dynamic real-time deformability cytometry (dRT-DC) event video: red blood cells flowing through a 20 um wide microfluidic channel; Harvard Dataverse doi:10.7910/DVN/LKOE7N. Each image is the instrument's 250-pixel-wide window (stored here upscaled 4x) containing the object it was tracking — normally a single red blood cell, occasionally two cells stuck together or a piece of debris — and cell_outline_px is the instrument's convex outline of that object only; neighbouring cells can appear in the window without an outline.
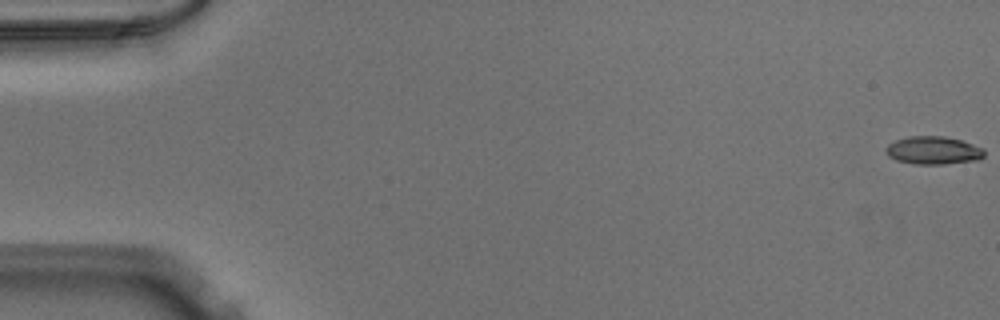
{"species": "Egyptian fruit bat (a non-hibernating species)", "species_latin": "Rousettus aegyptiacus", "temperature_condition": "warm", "stored_images_in_passage": 52, "camera_frame_rate_fps": 3000, "um_per_image_px": 0.085, "animal": {"sex": "male"}, "frame": {"image": 1, "passage_image": 1, "time_ms": 0.0, "image_size_px": [1000, 320], "cell_outline_px": [[984, 156], [980, 160], [944, 164], [916, 164], [896, 160], [888, 156], [884, 148], [888, 144], [896, 140], [908, 136], [944, 136], [960, 140], [984, 148]], "centroid_in_image_um": [79.33, 12.78], "position_along_channel_um": 5.7, "area_um2": 16.13}}
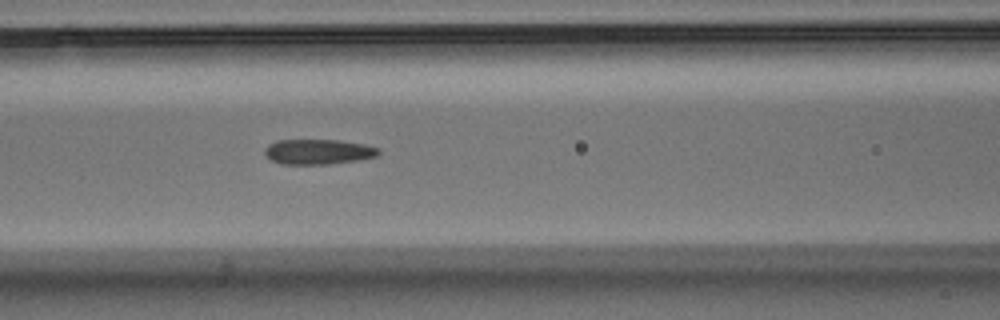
{"frame": {"image": 2, "passage_image": 23, "time_ms": 7.333, "image_size_px": [1000, 320], "cell_outline_px": [[380, 152], [376, 156], [356, 160], [328, 164], [280, 164], [272, 160], [264, 152], [264, 148], [268, 144], [276, 140], [340, 140], [364, 144], [380, 148]], "centroid_in_image_um": [27.03, 12.89], "position_along_channel_um": 139.6, "area_um2": 16.65}}
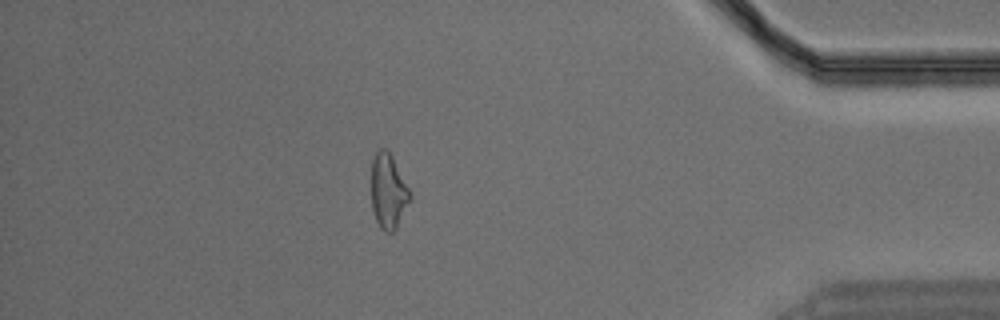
{"frame": {"image": 3, "passage_image": 46, "time_ms": 15.0, "image_size_px": [1000, 320], "cell_outline_px": [[412, 200], [396, 228], [392, 232], [384, 232], [380, 228], [376, 220], [372, 208], [372, 160], [376, 152], [380, 148], [384, 148], [392, 156], [412, 192]], "centroid_in_image_um": [33.04, 16.28], "position_along_channel_um": 402.2, "area_um2": 17.05}}